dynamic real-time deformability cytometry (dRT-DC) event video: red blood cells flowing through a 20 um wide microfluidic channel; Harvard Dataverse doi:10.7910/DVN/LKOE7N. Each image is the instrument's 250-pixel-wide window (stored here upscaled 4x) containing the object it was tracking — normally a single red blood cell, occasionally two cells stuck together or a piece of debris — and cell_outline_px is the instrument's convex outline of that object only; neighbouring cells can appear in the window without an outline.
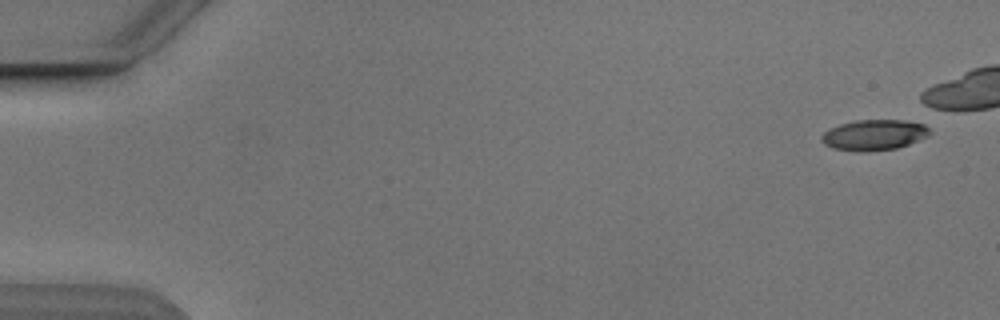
{"species": "Egyptian fruit bat (a non-hibernating species)", "species_latin": "Rousettus aegyptiacus", "temperature_condition": "cold", "stored_images_in_passage": 6, "camera_frame_rate_fps": 3000, "um_per_image_px": 0.085, "animal": {"sex": "male"}, "frame": {"image": 1, "passage_image": 1, "time_ms": 0.0, "image_size_px": [1000, 320], "cell_outline_px": [[928, 136], [908, 144], [896, 148], [860, 152], [832, 148], [824, 144], [820, 140], [820, 136], [824, 132], [840, 124], [856, 120], [904, 120], [924, 124], [928, 128]], "centroid_in_image_um": [74.26, 11.47], "position_along_channel_um": 10.7, "area_um2": 19.13}}